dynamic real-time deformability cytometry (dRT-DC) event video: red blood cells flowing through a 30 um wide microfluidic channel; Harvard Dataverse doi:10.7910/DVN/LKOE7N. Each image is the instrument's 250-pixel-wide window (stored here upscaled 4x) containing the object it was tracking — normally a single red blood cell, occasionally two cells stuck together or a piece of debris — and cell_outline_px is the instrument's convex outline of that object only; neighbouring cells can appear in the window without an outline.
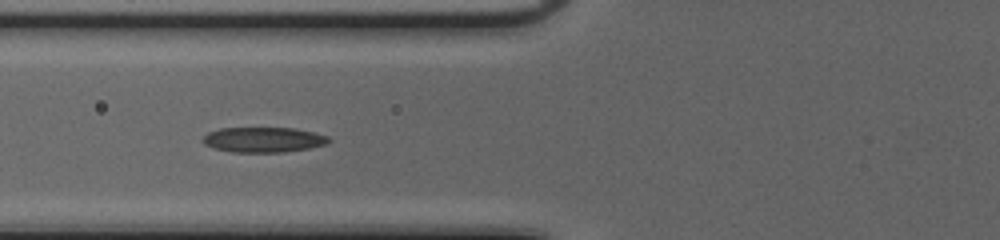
{"species": "common noctule bat (a hibernating species)", "species_latin": "Nyctalus noctula", "temperature_condition": "cold", "stored_images_in_passage": 8, "camera_frame_rate_fps": 3000, "um_per_image_px": 0.085, "animal": {"sex": "female", "body_mass_g": 20.0, "forearm_length_mm": 54.0}, "frame": {"image": 1, "passage_image": 5, "time_ms": 1.333, "image_size_px": [1000, 240], "cell_outline_px": [[332, 140], [328, 144], [308, 148], [284, 152], [232, 152], [212, 148], [204, 144], [200, 140], [208, 132], [220, 128], [296, 128], [328, 136]], "centroid_in_image_um": [22.37, 11.87], "position_along_channel_um": 103.4, "area_um2": 18.61}}